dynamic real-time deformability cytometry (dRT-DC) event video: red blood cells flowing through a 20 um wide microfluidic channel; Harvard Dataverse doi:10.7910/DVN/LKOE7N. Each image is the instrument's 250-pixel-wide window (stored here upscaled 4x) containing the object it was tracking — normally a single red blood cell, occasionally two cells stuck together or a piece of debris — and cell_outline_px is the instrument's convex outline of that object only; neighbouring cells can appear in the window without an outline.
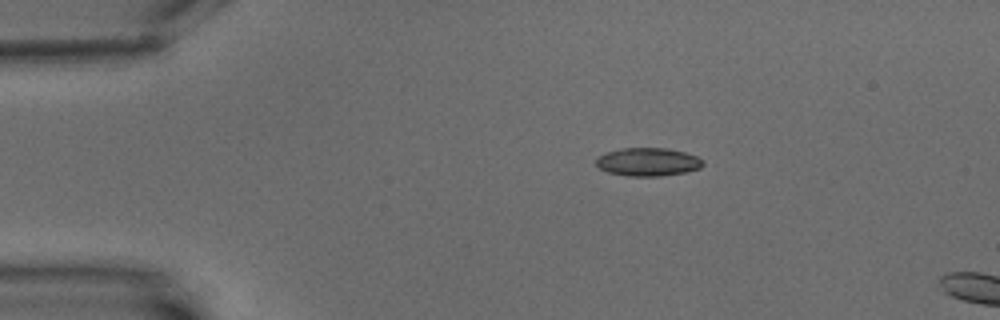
{"species": "common noctule bat (a hibernating species)", "species_latin": "Nyctalus noctula", "temperature_condition": "warm", "stored_images_in_passage": 6, "segment_of_instrument_passage": [2, 2], "camera_frame_rate_fps": 3000, "um_per_image_px": 0.085, "animal": {"sex": "male", "body_mass_g": 15.6}, "frame": {"image": 1, "passage_image": 6, "time_ms": 5.667, "image_size_px": [1000, 320], "cell_outline_px": [[704, 164], [700, 168], [684, 172], [660, 176], [628, 176], [608, 172], [600, 168], [596, 164], [596, 156], [608, 152], [624, 148], [668, 148], [684, 152], [696, 156], [704, 160]], "centroid_in_image_um": [55.08, 13.76], "position_along_channel_um": 29.9, "area_um2": 17.51}}